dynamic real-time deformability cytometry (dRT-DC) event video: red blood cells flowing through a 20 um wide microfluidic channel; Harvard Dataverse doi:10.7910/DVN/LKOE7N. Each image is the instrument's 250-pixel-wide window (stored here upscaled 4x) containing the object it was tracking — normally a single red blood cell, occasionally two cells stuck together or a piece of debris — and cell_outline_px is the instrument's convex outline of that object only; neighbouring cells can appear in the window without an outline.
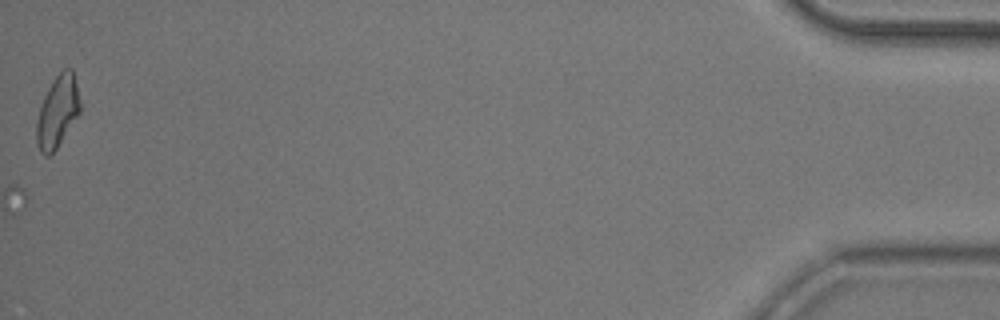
{"species": "common noctule bat (a hibernating species)", "species_latin": "Nyctalus noctula", "temperature_condition": "room temperature", "stored_images_in_passage": 52, "camera_frame_rate_fps": 3000, "um_per_image_px": 0.085, "animal": {"sex": "male", "body_mass_g": 20.5, "forearm_length_mm": 52.5}, "frame": {"image": 1, "passage_image": 52, "time_ms": 17.0, "image_size_px": [1000, 320], "cell_outline_px": [[80, 112], [56, 148], [48, 156], [44, 156], [40, 152], [36, 144], [36, 120], [44, 96], [48, 88], [56, 76], [64, 68], [72, 68], [80, 100]], "centroid_in_image_um": [4.87, 9.49], "position_along_channel_um": 430.3, "area_um2": 17.98}}